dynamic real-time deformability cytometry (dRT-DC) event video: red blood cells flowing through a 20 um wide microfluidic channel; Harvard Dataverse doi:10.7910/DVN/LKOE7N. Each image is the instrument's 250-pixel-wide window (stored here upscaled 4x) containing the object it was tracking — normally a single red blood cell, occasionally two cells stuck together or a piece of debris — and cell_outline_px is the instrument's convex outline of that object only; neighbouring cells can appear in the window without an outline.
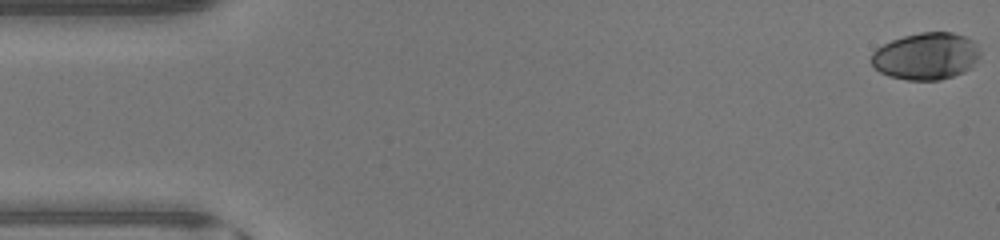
{"species": "human", "species_latin": "Homo sapiens", "temperature_condition": "warm", "stored_images_in_passage": 47, "camera_frame_rate_fps": 3000, "um_per_image_px": 0.085, "donor": {"sex": "male"}, "frame": {"image": 1, "passage_image": 1, "time_ms": 0.0, "image_size_px": [1000, 240], "cell_outline_px": [[980, 56], [972, 68], [964, 72], [940, 80], [908, 80], [888, 76], [880, 72], [872, 64], [872, 52], [876, 48], [892, 40], [904, 36], [920, 32], [952, 32], [968, 36], [976, 44], [980, 52]], "centroid_in_image_um": [78.74, 4.77], "position_along_channel_um": 6.3, "area_um2": 30.0}}
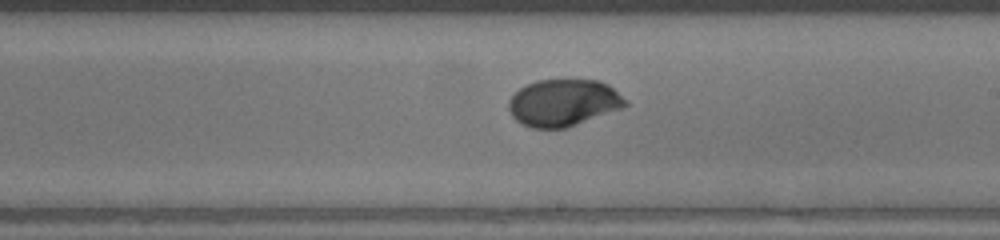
{"frame": {"image": 2, "passage_image": 27, "time_ms": 8.667, "image_size_px": [1000, 240], "cell_outline_px": [[628, 104], [620, 108], [564, 128], [532, 128], [516, 120], [512, 116], [508, 108], [508, 100], [520, 88], [536, 80], [600, 80], [608, 84]], "centroid_in_image_um": [47.83, 8.72], "position_along_channel_um": 241.2, "area_um2": 31.27}}
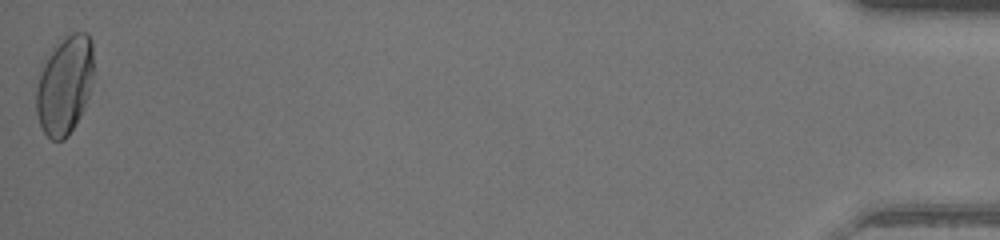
{"frame": {"image": 3, "passage_image": 47, "time_ms": 15.333, "image_size_px": [1000, 240], "cell_outline_px": [[92, 76], [88, 96], [80, 116], [68, 136], [64, 140], [52, 140], [44, 132], [40, 124], [36, 112], [36, 88], [40, 72], [44, 64], [64, 32], [88, 32], [92, 40]], "centroid_in_image_um": [5.49, 7.2], "position_along_channel_um": 429.7, "area_um2": 32.83}, "authors_computed_cell_mechanics": {"area_um2": 31.2698, "velocity_mm_per_s": 4.4635, "shape_relaxation_time_tau1_ms": 5.1238, "shape_relaxation_time_tau2_ms": null, "deformation_change_tau1": 0.2254, "deformation_change_tau2": null}}